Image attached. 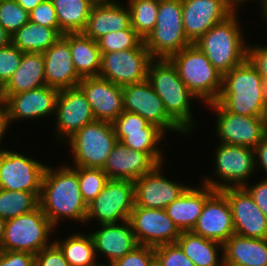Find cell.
Listing matches in <instances>:
<instances>
[{"instance_id":"6da1fadb","label":"cell","mask_w":267,"mask_h":266,"mask_svg":"<svg viewBox=\"0 0 267 266\" xmlns=\"http://www.w3.org/2000/svg\"><path fill=\"white\" fill-rule=\"evenodd\" d=\"M58 166L47 165L44 170L39 206L55 228L64 219L85 226L88 206L80 192L77 166Z\"/></svg>"},{"instance_id":"7a4b0ae2","label":"cell","mask_w":267,"mask_h":266,"mask_svg":"<svg viewBox=\"0 0 267 266\" xmlns=\"http://www.w3.org/2000/svg\"><path fill=\"white\" fill-rule=\"evenodd\" d=\"M147 80L163 101L167 114L190 137L197 125L191 105L193 99L198 100L179 78L176 67L168 58H154L149 64Z\"/></svg>"},{"instance_id":"3957f363","label":"cell","mask_w":267,"mask_h":266,"mask_svg":"<svg viewBox=\"0 0 267 266\" xmlns=\"http://www.w3.org/2000/svg\"><path fill=\"white\" fill-rule=\"evenodd\" d=\"M237 12L236 9L194 43L222 75L240 65L247 57L248 41H245Z\"/></svg>"},{"instance_id":"277c9868","label":"cell","mask_w":267,"mask_h":266,"mask_svg":"<svg viewBox=\"0 0 267 266\" xmlns=\"http://www.w3.org/2000/svg\"><path fill=\"white\" fill-rule=\"evenodd\" d=\"M228 112L246 116H266L262 99V78L246 59L223 75L217 99Z\"/></svg>"},{"instance_id":"5b68a950","label":"cell","mask_w":267,"mask_h":266,"mask_svg":"<svg viewBox=\"0 0 267 266\" xmlns=\"http://www.w3.org/2000/svg\"><path fill=\"white\" fill-rule=\"evenodd\" d=\"M168 59L198 101L201 100L204 106L217 101L222 89L223 75L196 44L191 43Z\"/></svg>"},{"instance_id":"8992f818","label":"cell","mask_w":267,"mask_h":266,"mask_svg":"<svg viewBox=\"0 0 267 266\" xmlns=\"http://www.w3.org/2000/svg\"><path fill=\"white\" fill-rule=\"evenodd\" d=\"M66 142L72 154L70 166L103 168L118 141L111 122L95 120L75 132Z\"/></svg>"},{"instance_id":"52a82bcc","label":"cell","mask_w":267,"mask_h":266,"mask_svg":"<svg viewBox=\"0 0 267 266\" xmlns=\"http://www.w3.org/2000/svg\"><path fill=\"white\" fill-rule=\"evenodd\" d=\"M48 217L38 206L33 211L6 220L0 250L29 252L33 255L50 246L54 231Z\"/></svg>"},{"instance_id":"ba28073f","label":"cell","mask_w":267,"mask_h":266,"mask_svg":"<svg viewBox=\"0 0 267 266\" xmlns=\"http://www.w3.org/2000/svg\"><path fill=\"white\" fill-rule=\"evenodd\" d=\"M215 149L213 178L205 175L200 183L215 190L244 187L249 178L256 175L254 149L224 143H220Z\"/></svg>"},{"instance_id":"9c48e42d","label":"cell","mask_w":267,"mask_h":266,"mask_svg":"<svg viewBox=\"0 0 267 266\" xmlns=\"http://www.w3.org/2000/svg\"><path fill=\"white\" fill-rule=\"evenodd\" d=\"M144 44L153 58H169L191 44L183 28L182 0H159L156 25Z\"/></svg>"},{"instance_id":"30bf717a","label":"cell","mask_w":267,"mask_h":266,"mask_svg":"<svg viewBox=\"0 0 267 266\" xmlns=\"http://www.w3.org/2000/svg\"><path fill=\"white\" fill-rule=\"evenodd\" d=\"M207 108L216 112L215 133L218 143L245 146L254 149L267 135L265 116H246L228 112L220 103L212 102Z\"/></svg>"},{"instance_id":"8fae6325","label":"cell","mask_w":267,"mask_h":266,"mask_svg":"<svg viewBox=\"0 0 267 266\" xmlns=\"http://www.w3.org/2000/svg\"><path fill=\"white\" fill-rule=\"evenodd\" d=\"M135 205L134 181L108 179L101 193L88 205L85 224L120 223L129 220Z\"/></svg>"},{"instance_id":"7c38bea8","label":"cell","mask_w":267,"mask_h":266,"mask_svg":"<svg viewBox=\"0 0 267 266\" xmlns=\"http://www.w3.org/2000/svg\"><path fill=\"white\" fill-rule=\"evenodd\" d=\"M245 0H182V22L190 43H195L214 25L224 21Z\"/></svg>"},{"instance_id":"4fadbf2b","label":"cell","mask_w":267,"mask_h":266,"mask_svg":"<svg viewBox=\"0 0 267 266\" xmlns=\"http://www.w3.org/2000/svg\"><path fill=\"white\" fill-rule=\"evenodd\" d=\"M101 54L99 76L121 87L145 81L154 59L144 43L138 48Z\"/></svg>"},{"instance_id":"5bb4252c","label":"cell","mask_w":267,"mask_h":266,"mask_svg":"<svg viewBox=\"0 0 267 266\" xmlns=\"http://www.w3.org/2000/svg\"><path fill=\"white\" fill-rule=\"evenodd\" d=\"M122 89L124 111L133 112L142 116L150 124L156 125L166 135V132H176L182 136L188 135L167 114L163 101L147 79L139 83L124 86Z\"/></svg>"},{"instance_id":"9a60e30c","label":"cell","mask_w":267,"mask_h":266,"mask_svg":"<svg viewBox=\"0 0 267 266\" xmlns=\"http://www.w3.org/2000/svg\"><path fill=\"white\" fill-rule=\"evenodd\" d=\"M46 166L22 152L5 149L0 152V189L41 193Z\"/></svg>"},{"instance_id":"2e32d148","label":"cell","mask_w":267,"mask_h":266,"mask_svg":"<svg viewBox=\"0 0 267 266\" xmlns=\"http://www.w3.org/2000/svg\"><path fill=\"white\" fill-rule=\"evenodd\" d=\"M129 222L139 245L156 247L176 243L181 235V231L165 209L134 206Z\"/></svg>"},{"instance_id":"e0dca14e","label":"cell","mask_w":267,"mask_h":266,"mask_svg":"<svg viewBox=\"0 0 267 266\" xmlns=\"http://www.w3.org/2000/svg\"><path fill=\"white\" fill-rule=\"evenodd\" d=\"M55 138L64 142L86 124L95 121L90 104L79 87L61 89L56 102Z\"/></svg>"},{"instance_id":"ac0fdd59","label":"cell","mask_w":267,"mask_h":266,"mask_svg":"<svg viewBox=\"0 0 267 266\" xmlns=\"http://www.w3.org/2000/svg\"><path fill=\"white\" fill-rule=\"evenodd\" d=\"M58 89L44 85L18 94H0L7 108L11 126L17 121L45 119L55 115Z\"/></svg>"},{"instance_id":"d6986e66","label":"cell","mask_w":267,"mask_h":266,"mask_svg":"<svg viewBox=\"0 0 267 266\" xmlns=\"http://www.w3.org/2000/svg\"><path fill=\"white\" fill-rule=\"evenodd\" d=\"M164 164L134 181L135 205L149 209H165L190 186L165 177Z\"/></svg>"},{"instance_id":"ffe728a7","label":"cell","mask_w":267,"mask_h":266,"mask_svg":"<svg viewBox=\"0 0 267 266\" xmlns=\"http://www.w3.org/2000/svg\"><path fill=\"white\" fill-rule=\"evenodd\" d=\"M227 197L234 232L248 238H267V218L244 187L221 190Z\"/></svg>"},{"instance_id":"44dd1931","label":"cell","mask_w":267,"mask_h":266,"mask_svg":"<svg viewBox=\"0 0 267 266\" xmlns=\"http://www.w3.org/2000/svg\"><path fill=\"white\" fill-rule=\"evenodd\" d=\"M192 232L221 244L235 234L231 208L221 190H215L206 199Z\"/></svg>"},{"instance_id":"7402d4cb","label":"cell","mask_w":267,"mask_h":266,"mask_svg":"<svg viewBox=\"0 0 267 266\" xmlns=\"http://www.w3.org/2000/svg\"><path fill=\"white\" fill-rule=\"evenodd\" d=\"M78 87L85 94L95 120L113 123L124 111L123 89L100 76L84 77Z\"/></svg>"},{"instance_id":"603a6c76","label":"cell","mask_w":267,"mask_h":266,"mask_svg":"<svg viewBox=\"0 0 267 266\" xmlns=\"http://www.w3.org/2000/svg\"><path fill=\"white\" fill-rule=\"evenodd\" d=\"M46 85L58 90L78 87L83 79L76 71L69 47V33H64L42 53Z\"/></svg>"},{"instance_id":"cb8c5ba5","label":"cell","mask_w":267,"mask_h":266,"mask_svg":"<svg viewBox=\"0 0 267 266\" xmlns=\"http://www.w3.org/2000/svg\"><path fill=\"white\" fill-rule=\"evenodd\" d=\"M122 223V224H121ZM99 229L90 234L95 245L97 259L100 254L107 258L104 266L133 251L139 244L136 240L129 220L120 223L99 224Z\"/></svg>"},{"instance_id":"d4e9b609","label":"cell","mask_w":267,"mask_h":266,"mask_svg":"<svg viewBox=\"0 0 267 266\" xmlns=\"http://www.w3.org/2000/svg\"><path fill=\"white\" fill-rule=\"evenodd\" d=\"M158 165L148 153L127 148L117 142L102 170L108 179L136 181L144 174L152 172Z\"/></svg>"},{"instance_id":"484cf974","label":"cell","mask_w":267,"mask_h":266,"mask_svg":"<svg viewBox=\"0 0 267 266\" xmlns=\"http://www.w3.org/2000/svg\"><path fill=\"white\" fill-rule=\"evenodd\" d=\"M122 4V2L95 3L83 33L97 41L110 32L128 29L131 26L130 11L126 2Z\"/></svg>"},{"instance_id":"4316f807","label":"cell","mask_w":267,"mask_h":266,"mask_svg":"<svg viewBox=\"0 0 267 266\" xmlns=\"http://www.w3.org/2000/svg\"><path fill=\"white\" fill-rule=\"evenodd\" d=\"M196 186H189L178 199L165 208L167 215L181 232L192 231L206 199L215 191V189L203 183Z\"/></svg>"},{"instance_id":"83f0119b","label":"cell","mask_w":267,"mask_h":266,"mask_svg":"<svg viewBox=\"0 0 267 266\" xmlns=\"http://www.w3.org/2000/svg\"><path fill=\"white\" fill-rule=\"evenodd\" d=\"M222 245L224 266H267V238L233 234Z\"/></svg>"},{"instance_id":"f1b7e54d","label":"cell","mask_w":267,"mask_h":266,"mask_svg":"<svg viewBox=\"0 0 267 266\" xmlns=\"http://www.w3.org/2000/svg\"><path fill=\"white\" fill-rule=\"evenodd\" d=\"M46 85L42 53H23L21 63L0 94H18Z\"/></svg>"},{"instance_id":"f546056e","label":"cell","mask_w":267,"mask_h":266,"mask_svg":"<svg viewBox=\"0 0 267 266\" xmlns=\"http://www.w3.org/2000/svg\"><path fill=\"white\" fill-rule=\"evenodd\" d=\"M176 243L195 266H224L223 245L219 242L206 239L192 231H182Z\"/></svg>"},{"instance_id":"4dcf8cb0","label":"cell","mask_w":267,"mask_h":266,"mask_svg":"<svg viewBox=\"0 0 267 266\" xmlns=\"http://www.w3.org/2000/svg\"><path fill=\"white\" fill-rule=\"evenodd\" d=\"M69 47L75 69L82 78L99 76L102 54L97 41L83 32L69 33Z\"/></svg>"},{"instance_id":"1f68e13d","label":"cell","mask_w":267,"mask_h":266,"mask_svg":"<svg viewBox=\"0 0 267 266\" xmlns=\"http://www.w3.org/2000/svg\"><path fill=\"white\" fill-rule=\"evenodd\" d=\"M62 35L59 28H49L29 20L11 36V43L24 53H43Z\"/></svg>"},{"instance_id":"d6a6232c","label":"cell","mask_w":267,"mask_h":266,"mask_svg":"<svg viewBox=\"0 0 267 266\" xmlns=\"http://www.w3.org/2000/svg\"><path fill=\"white\" fill-rule=\"evenodd\" d=\"M69 236V237H68ZM60 241L54 238V243L63 252L69 266H104V261H98L95 253L93 238L88 233H76L68 235Z\"/></svg>"},{"instance_id":"836d02e7","label":"cell","mask_w":267,"mask_h":266,"mask_svg":"<svg viewBox=\"0 0 267 266\" xmlns=\"http://www.w3.org/2000/svg\"><path fill=\"white\" fill-rule=\"evenodd\" d=\"M56 11L59 30L64 33L83 32L87 26L93 0H51Z\"/></svg>"},{"instance_id":"e575fe53","label":"cell","mask_w":267,"mask_h":266,"mask_svg":"<svg viewBox=\"0 0 267 266\" xmlns=\"http://www.w3.org/2000/svg\"><path fill=\"white\" fill-rule=\"evenodd\" d=\"M40 193L0 189V217L8 220L39 206Z\"/></svg>"},{"instance_id":"d590c367","label":"cell","mask_w":267,"mask_h":266,"mask_svg":"<svg viewBox=\"0 0 267 266\" xmlns=\"http://www.w3.org/2000/svg\"><path fill=\"white\" fill-rule=\"evenodd\" d=\"M131 27L145 39L156 25L159 0H126Z\"/></svg>"},{"instance_id":"8d00e7d4","label":"cell","mask_w":267,"mask_h":266,"mask_svg":"<svg viewBox=\"0 0 267 266\" xmlns=\"http://www.w3.org/2000/svg\"><path fill=\"white\" fill-rule=\"evenodd\" d=\"M166 134L164 132H135L128 133L120 142L127 148L148 153L159 165L165 163L161 142Z\"/></svg>"},{"instance_id":"74e56055","label":"cell","mask_w":267,"mask_h":266,"mask_svg":"<svg viewBox=\"0 0 267 266\" xmlns=\"http://www.w3.org/2000/svg\"><path fill=\"white\" fill-rule=\"evenodd\" d=\"M144 39L130 26L126 30L113 31L97 40L101 53L138 48Z\"/></svg>"},{"instance_id":"f35d334b","label":"cell","mask_w":267,"mask_h":266,"mask_svg":"<svg viewBox=\"0 0 267 266\" xmlns=\"http://www.w3.org/2000/svg\"><path fill=\"white\" fill-rule=\"evenodd\" d=\"M77 175L82 198L88 206L103 190L107 174L102 168L77 167Z\"/></svg>"},{"instance_id":"ab89813d","label":"cell","mask_w":267,"mask_h":266,"mask_svg":"<svg viewBox=\"0 0 267 266\" xmlns=\"http://www.w3.org/2000/svg\"><path fill=\"white\" fill-rule=\"evenodd\" d=\"M112 124L118 142L128 136V133L163 132L156 125L150 124L142 116L129 111H123Z\"/></svg>"},{"instance_id":"60d3db41","label":"cell","mask_w":267,"mask_h":266,"mask_svg":"<svg viewBox=\"0 0 267 266\" xmlns=\"http://www.w3.org/2000/svg\"><path fill=\"white\" fill-rule=\"evenodd\" d=\"M29 21V12L16 0L0 1V24L12 36Z\"/></svg>"},{"instance_id":"b9f144b4","label":"cell","mask_w":267,"mask_h":266,"mask_svg":"<svg viewBox=\"0 0 267 266\" xmlns=\"http://www.w3.org/2000/svg\"><path fill=\"white\" fill-rule=\"evenodd\" d=\"M23 53L12 43L0 47V89L18 69Z\"/></svg>"},{"instance_id":"7bdbcfd3","label":"cell","mask_w":267,"mask_h":266,"mask_svg":"<svg viewBox=\"0 0 267 266\" xmlns=\"http://www.w3.org/2000/svg\"><path fill=\"white\" fill-rule=\"evenodd\" d=\"M154 253L162 266H195L177 243L156 246L154 247Z\"/></svg>"},{"instance_id":"ee69618b","label":"cell","mask_w":267,"mask_h":266,"mask_svg":"<svg viewBox=\"0 0 267 266\" xmlns=\"http://www.w3.org/2000/svg\"><path fill=\"white\" fill-rule=\"evenodd\" d=\"M154 257V247L138 245L133 251L114 261L109 266H148Z\"/></svg>"},{"instance_id":"f6af8a7d","label":"cell","mask_w":267,"mask_h":266,"mask_svg":"<svg viewBox=\"0 0 267 266\" xmlns=\"http://www.w3.org/2000/svg\"><path fill=\"white\" fill-rule=\"evenodd\" d=\"M29 20L49 28H59L56 11L51 0H43L30 11Z\"/></svg>"},{"instance_id":"bcb514c9","label":"cell","mask_w":267,"mask_h":266,"mask_svg":"<svg viewBox=\"0 0 267 266\" xmlns=\"http://www.w3.org/2000/svg\"><path fill=\"white\" fill-rule=\"evenodd\" d=\"M35 266H69L63 252L53 242L35 254Z\"/></svg>"},{"instance_id":"7dc6e473","label":"cell","mask_w":267,"mask_h":266,"mask_svg":"<svg viewBox=\"0 0 267 266\" xmlns=\"http://www.w3.org/2000/svg\"><path fill=\"white\" fill-rule=\"evenodd\" d=\"M246 59L258 71L262 81H267V45H249Z\"/></svg>"},{"instance_id":"c3c4849f","label":"cell","mask_w":267,"mask_h":266,"mask_svg":"<svg viewBox=\"0 0 267 266\" xmlns=\"http://www.w3.org/2000/svg\"><path fill=\"white\" fill-rule=\"evenodd\" d=\"M0 266H35V255L29 252L0 250Z\"/></svg>"},{"instance_id":"681fc988","label":"cell","mask_w":267,"mask_h":266,"mask_svg":"<svg viewBox=\"0 0 267 266\" xmlns=\"http://www.w3.org/2000/svg\"><path fill=\"white\" fill-rule=\"evenodd\" d=\"M244 188L267 218V178H263L254 185L247 183Z\"/></svg>"},{"instance_id":"f907efd6","label":"cell","mask_w":267,"mask_h":266,"mask_svg":"<svg viewBox=\"0 0 267 266\" xmlns=\"http://www.w3.org/2000/svg\"><path fill=\"white\" fill-rule=\"evenodd\" d=\"M256 171H263L267 178V135L254 148Z\"/></svg>"},{"instance_id":"816d5d0a","label":"cell","mask_w":267,"mask_h":266,"mask_svg":"<svg viewBox=\"0 0 267 266\" xmlns=\"http://www.w3.org/2000/svg\"><path fill=\"white\" fill-rule=\"evenodd\" d=\"M10 126L9 122V116H8V111L6 108L5 103L0 100V144L2 143L1 141L4 140L5 134L7 133L8 129ZM5 149L1 148L0 145V152H3Z\"/></svg>"},{"instance_id":"f5cc1de1","label":"cell","mask_w":267,"mask_h":266,"mask_svg":"<svg viewBox=\"0 0 267 266\" xmlns=\"http://www.w3.org/2000/svg\"><path fill=\"white\" fill-rule=\"evenodd\" d=\"M17 3L26 11H32L43 0H16Z\"/></svg>"},{"instance_id":"db71d44e","label":"cell","mask_w":267,"mask_h":266,"mask_svg":"<svg viewBox=\"0 0 267 266\" xmlns=\"http://www.w3.org/2000/svg\"><path fill=\"white\" fill-rule=\"evenodd\" d=\"M246 2H251V1H254V0H245ZM258 2V4L260 3L259 5V11L261 12L260 16H262L261 19H263L262 21H264L265 23H267V0H256V2ZM264 17V18H263ZM267 25V24H266Z\"/></svg>"},{"instance_id":"11a10c76","label":"cell","mask_w":267,"mask_h":266,"mask_svg":"<svg viewBox=\"0 0 267 266\" xmlns=\"http://www.w3.org/2000/svg\"><path fill=\"white\" fill-rule=\"evenodd\" d=\"M11 43V36L0 24V47L6 46Z\"/></svg>"},{"instance_id":"9f6ffc18","label":"cell","mask_w":267,"mask_h":266,"mask_svg":"<svg viewBox=\"0 0 267 266\" xmlns=\"http://www.w3.org/2000/svg\"><path fill=\"white\" fill-rule=\"evenodd\" d=\"M262 99L267 111V81H262Z\"/></svg>"},{"instance_id":"6f0895ef","label":"cell","mask_w":267,"mask_h":266,"mask_svg":"<svg viewBox=\"0 0 267 266\" xmlns=\"http://www.w3.org/2000/svg\"><path fill=\"white\" fill-rule=\"evenodd\" d=\"M5 223H6V220L0 217V248H1L3 237H4Z\"/></svg>"},{"instance_id":"680465c9","label":"cell","mask_w":267,"mask_h":266,"mask_svg":"<svg viewBox=\"0 0 267 266\" xmlns=\"http://www.w3.org/2000/svg\"><path fill=\"white\" fill-rule=\"evenodd\" d=\"M148 266H162V264L159 262V260L156 257H154L150 261V263L148 264Z\"/></svg>"},{"instance_id":"91938a15","label":"cell","mask_w":267,"mask_h":266,"mask_svg":"<svg viewBox=\"0 0 267 266\" xmlns=\"http://www.w3.org/2000/svg\"><path fill=\"white\" fill-rule=\"evenodd\" d=\"M95 3H117L120 0H93Z\"/></svg>"}]
</instances>
